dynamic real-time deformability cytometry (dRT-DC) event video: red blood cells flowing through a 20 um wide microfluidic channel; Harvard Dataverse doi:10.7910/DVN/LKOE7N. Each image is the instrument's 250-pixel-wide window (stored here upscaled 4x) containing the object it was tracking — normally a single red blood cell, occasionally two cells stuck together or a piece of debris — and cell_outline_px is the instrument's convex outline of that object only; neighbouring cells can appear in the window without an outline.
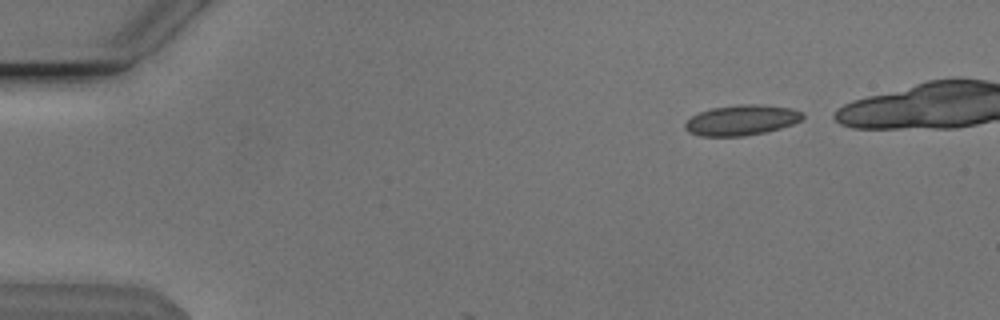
{"species": "Egyptian fruit bat (a non-hibernating species)", "species_latin": "Rousettus aegyptiacus", "temperature_condition": "cold", "stored_images_in_passage": 5, "camera_frame_rate_fps": 3000, "um_per_image_px": 0.085, "animal": {"sex": "male"}, "frame": {"image": 1, "passage_image": 3, "time_ms": 0.667, "image_size_px": [1000, 320], "cell_outline_px": [[804, 120], [780, 128], [764, 132], [744, 136], [700, 136], [688, 132], [684, 128], [684, 124], [692, 116], [700, 112], [712, 108], [740, 104], [760, 104], [792, 108], [804, 112]], "centroid_in_image_um": [63.06, 10.21], "position_along_channel_um": 21.9, "area_um2": 20.92}}